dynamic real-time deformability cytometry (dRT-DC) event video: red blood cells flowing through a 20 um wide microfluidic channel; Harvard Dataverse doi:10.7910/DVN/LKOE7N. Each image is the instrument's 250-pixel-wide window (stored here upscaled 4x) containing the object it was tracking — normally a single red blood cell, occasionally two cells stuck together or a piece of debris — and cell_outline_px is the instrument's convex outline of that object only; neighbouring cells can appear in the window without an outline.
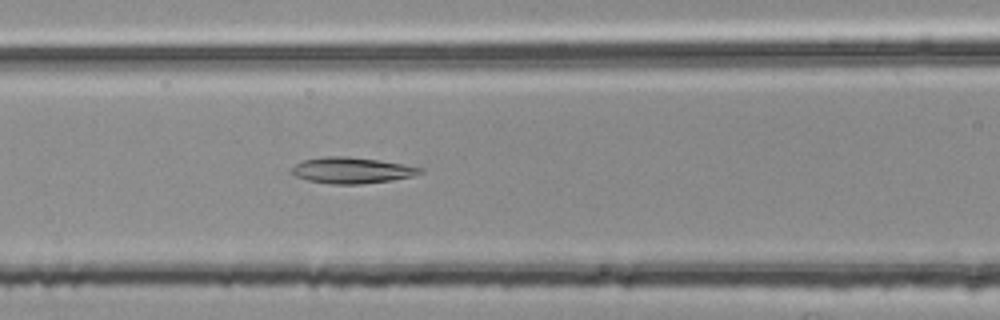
{"species": "common noctule bat (a hibernating species)", "species_latin": "Nyctalus noctula", "temperature_condition": "room temperature", "stored_images_in_passage": 53, "camera_frame_rate_fps": 3000, "um_per_image_px": 0.085, "animal": {"sex": "female", "body_mass_g": 25.1}, "frame": {"image": 1, "passage_image": 22, "time_ms": 7.0, "image_size_px": [1000, 320], "cell_outline_px": [[424, 172], [412, 176], [392, 180], [360, 184], [332, 184], [308, 180], [296, 176], [292, 172], [292, 168], [300, 160], [320, 156], [348, 156], [380, 160], [424, 168]], "centroid_in_image_um": [29.9, 14.46], "position_along_channel_um": 136.7, "area_um2": 19.59}}
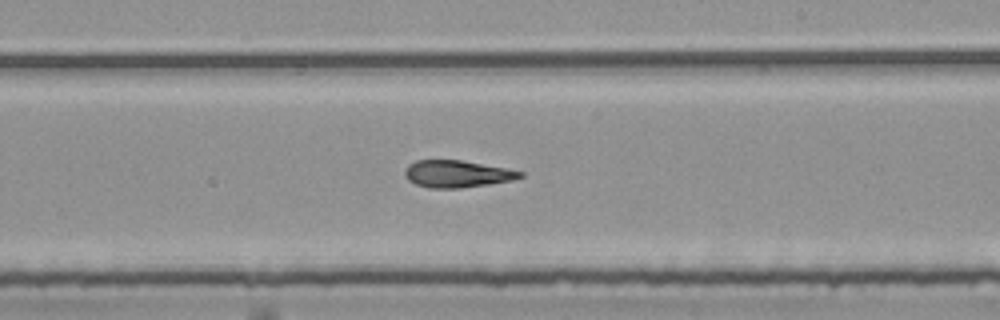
{"frame": {"image": 2, "passage_image": 31, "time_ms": 10.0, "image_size_px": [1000, 320], "cell_outline_px": [[524, 176], [512, 180], [488, 184], [460, 188], [428, 188], [416, 184], [408, 180], [404, 176], [404, 172], [408, 164], [416, 160], [460, 160], [508, 168], [524, 172]], "centroid_in_image_um": [38.84, 14.78], "position_along_channel_um": 250.2, "area_um2": 18.26}}
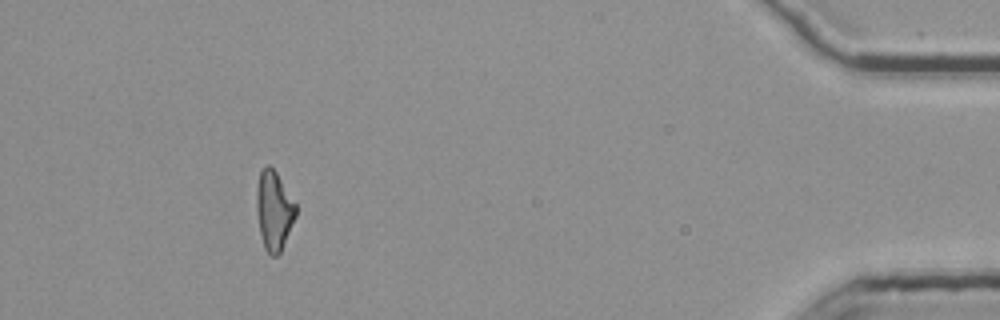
{"frame": {"image": 3, "passage_image": 49, "time_ms": 16.0, "image_size_px": [1000, 320], "cell_outline_px": [[296, 216], [280, 252], [276, 256], [272, 256], [264, 248], [260, 232], [256, 212], [256, 188], [260, 172], [264, 164], [268, 164], [276, 172], [296, 204]], "centroid_in_image_um": [23.27, 17.87], "position_along_channel_um": 411.9, "area_um2": 18.03}, "authors_computed_cell_mechanics": {"area_um2": 19.074, "velocity_mm_per_s": 3.7756, "shape_relaxation_time_tau1_ms": null, "shape_relaxation_time_tau2_ms": 5.0168, "deformation_change_tau1": null, "deformation_change_tau2": 0.1672}}